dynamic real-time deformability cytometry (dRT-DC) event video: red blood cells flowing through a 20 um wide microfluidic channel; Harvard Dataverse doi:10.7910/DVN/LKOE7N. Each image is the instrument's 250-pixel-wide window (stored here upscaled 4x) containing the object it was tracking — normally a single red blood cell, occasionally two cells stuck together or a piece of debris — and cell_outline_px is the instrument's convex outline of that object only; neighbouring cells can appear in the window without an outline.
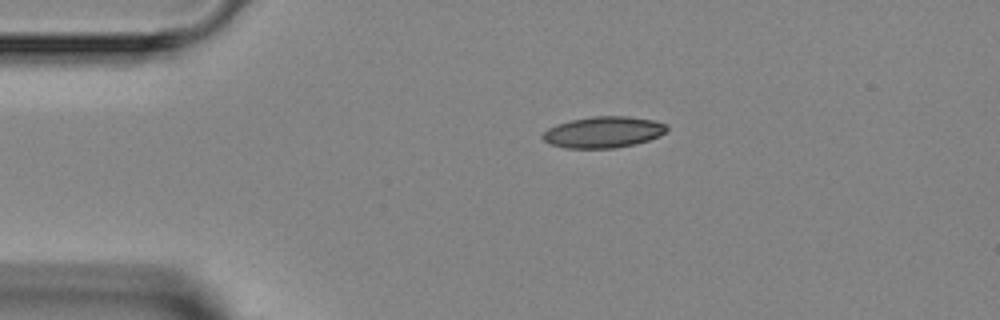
{"species": "Egyptian fruit bat (a non-hibernating species)", "species_latin": "Rousettus aegyptiacus", "temperature_condition": "room temperature", "stored_images_in_passage": 2, "camera_frame_rate_fps": 3000, "um_per_image_px": 0.085, "animal": {"sex": "female"}, "frame": {"image": 1, "passage_image": 1, "time_ms": 0.0, "image_size_px": [1000, 320], "cell_outline_px": [[668, 128], [660, 136], [636, 144], [616, 148], [564, 148], [548, 144], [540, 136], [548, 128], [556, 124], [572, 120], [592, 116], [628, 116], [652, 120], [668, 124]], "centroid_in_image_um": [51.27, 11.24], "position_along_channel_um": 33.7, "area_um2": 22.77}}